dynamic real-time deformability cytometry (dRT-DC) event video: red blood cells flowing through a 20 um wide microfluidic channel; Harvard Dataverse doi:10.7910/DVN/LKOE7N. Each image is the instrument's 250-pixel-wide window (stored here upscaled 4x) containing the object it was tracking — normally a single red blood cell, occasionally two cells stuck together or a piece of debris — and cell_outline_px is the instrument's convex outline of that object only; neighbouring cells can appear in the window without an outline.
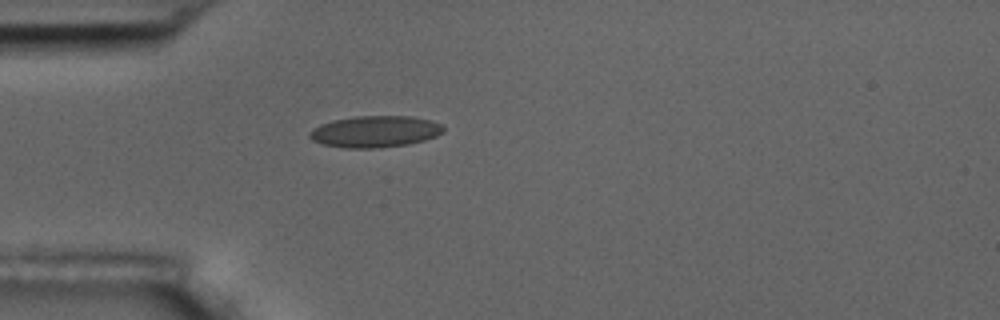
{"species": "common noctule bat (a hibernating species)", "species_latin": "Nyctalus noctula", "temperature_condition": "room temperature", "stored_images_in_passage": 1, "camera_frame_rate_fps": 3000, "um_per_image_px": 0.085, "animal": {"sex": "male", "body_mass_g": 17.5, "forearm_length_mm": 52.3}, "frame": {"image": 1, "passage_image": 1, "time_ms": 0.0, "image_size_px": [1000, 320], "cell_outline_px": [[444, 132], [436, 136], [424, 140], [408, 144], [376, 148], [344, 148], [324, 144], [312, 140], [308, 136], [308, 132], [312, 128], [320, 124], [332, 120], [356, 116], [412, 116], [432, 120], [440, 124], [444, 128]], "centroid_in_image_um": [31.86, 11.18], "position_along_channel_um": 53.1, "area_um2": 24.74}}